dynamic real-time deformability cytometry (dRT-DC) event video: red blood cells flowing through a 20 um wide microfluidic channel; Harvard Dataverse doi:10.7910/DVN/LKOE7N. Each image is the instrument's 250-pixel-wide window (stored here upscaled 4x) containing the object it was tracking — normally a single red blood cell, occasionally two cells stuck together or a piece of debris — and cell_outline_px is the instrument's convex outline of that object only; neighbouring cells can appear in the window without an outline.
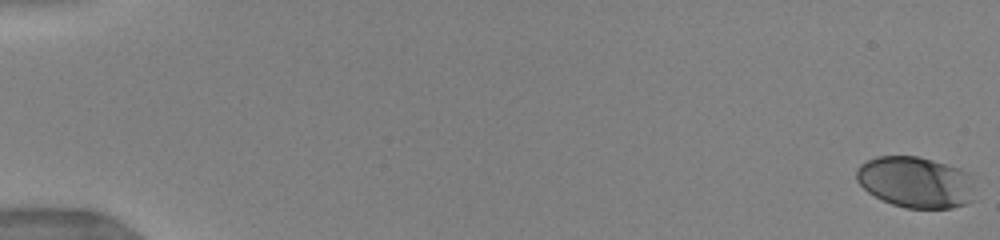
{"species": "human", "species_latin": "Homo sapiens", "temperature_condition": "warm", "stored_images_in_passage": 34, "camera_frame_rate_fps": 3000, "um_per_image_px": 0.085, "donor": {"sex": "female"}, "frame": {"image": 1, "passage_image": 1, "time_ms": 0.0, "image_size_px": [1000, 240], "cell_outline_px": [[976, 200], [952, 208], [904, 208], [892, 204], [868, 192], [856, 180], [856, 168], [860, 164], [876, 156], [916, 156], [932, 160], [960, 168], [968, 172], [972, 176]], "centroid_in_image_um": [77.87, 15.49], "position_along_channel_um": 7.1, "area_um2": 35.72}}
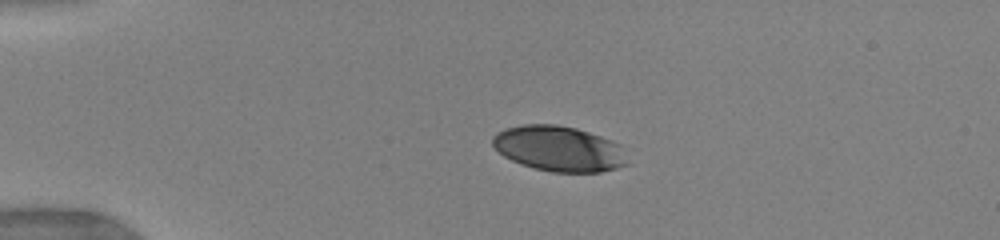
{"frame": {"image": 2, "passage_image": 24, "time_ms": 4.0, "image_size_px": [1000, 240], "cell_outline_px": [[628, 164], [616, 168], [600, 172], [552, 172], [520, 164], [504, 156], [492, 144], [492, 136], [496, 132], [504, 128], [524, 124], [556, 124], [576, 128], [612, 140], [620, 144]], "centroid_in_image_um": [47.49, 12.63], "position_along_channel_um": 37.5, "area_um2": 35.6}}